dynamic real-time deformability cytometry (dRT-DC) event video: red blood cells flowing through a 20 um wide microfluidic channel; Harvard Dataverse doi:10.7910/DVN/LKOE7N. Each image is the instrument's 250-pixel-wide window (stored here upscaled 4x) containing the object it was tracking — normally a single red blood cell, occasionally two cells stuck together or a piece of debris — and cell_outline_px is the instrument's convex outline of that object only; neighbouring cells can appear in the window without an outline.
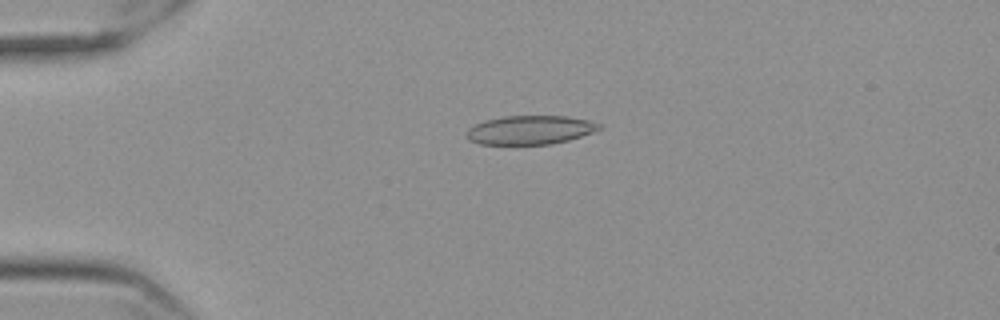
{"species": "Egyptian fruit bat (a non-hibernating species)", "species_latin": "Rousettus aegyptiacus", "temperature_condition": "cold", "stored_images_in_passage": 57, "camera_frame_rate_fps": 3000, "um_per_image_px": 0.085, "frame": {"image": 1, "passage_image": 14, "time_ms": 4.333, "image_size_px": [1000, 320], "cell_outline_px": [[600, 128], [592, 132], [568, 140], [552, 144], [480, 144], [468, 140], [464, 132], [468, 128], [484, 120], [504, 116], [568, 116], [588, 120], [600, 124]], "centroid_in_image_um": [45.0, 11.04], "position_along_channel_um": 40.0, "area_um2": 22.25}}
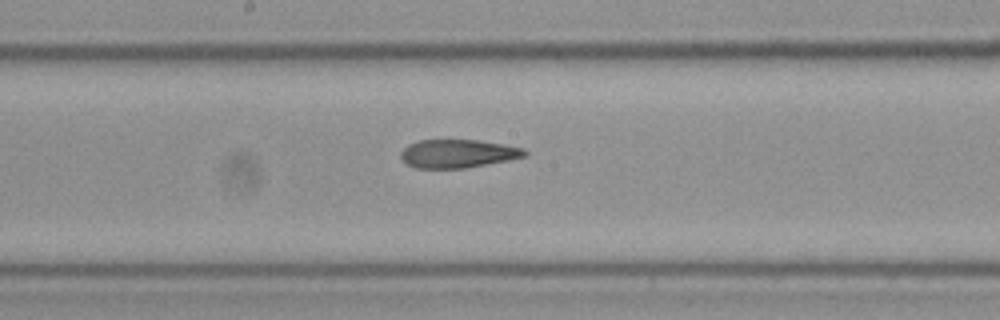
{"frame": {"image": 2, "passage_image": 31, "time_ms": 10.0, "image_size_px": [1000, 320], "cell_outline_px": [[528, 156], [508, 160], [464, 168], [416, 168], [408, 164], [400, 156], [400, 152], [408, 144], [420, 140], [476, 140], [504, 144], [524, 148], [528, 152]], "centroid_in_image_um": [38.94, 13.05], "position_along_channel_um": 209.3, "area_um2": 20.4}}
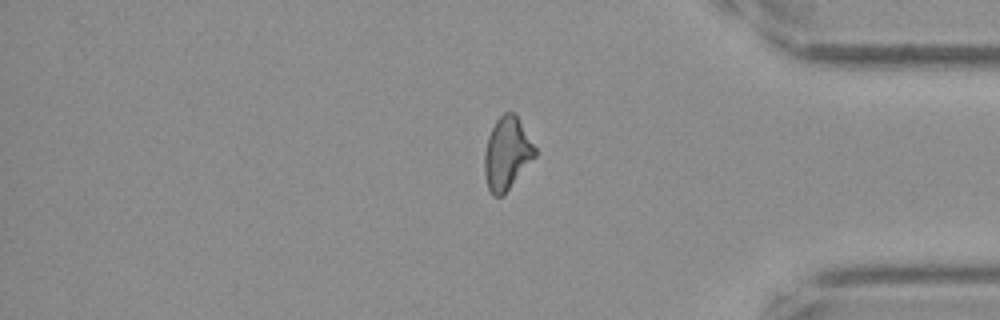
{"frame": {"image": 3, "passage_image": 48, "time_ms": 15.667, "image_size_px": [1000, 320], "cell_outline_px": [[536, 156], [504, 196], [492, 196], [488, 188], [484, 172], [484, 152], [488, 136], [496, 120], [504, 112], [516, 112], [536, 148]], "centroid_in_image_um": [43.09, 13.05], "position_along_channel_um": 392.1, "area_um2": 21.68}, "authors_computed_cell_mechanics": {"area_um2": 21.7328, "velocity_mm_per_s": 3.5755, "shape_relaxation_time_tau1_ms": null, "shape_relaxation_time_tau2_ms": 3.2418, "deformation_change_tau1": null, "deformation_change_tau2": 0.1157}}